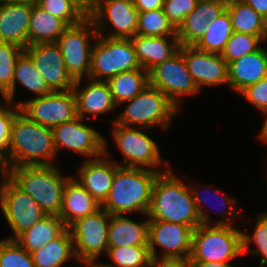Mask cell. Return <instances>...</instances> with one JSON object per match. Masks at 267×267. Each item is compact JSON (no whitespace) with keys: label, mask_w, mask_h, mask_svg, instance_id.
I'll list each match as a JSON object with an SVG mask.
<instances>
[{"label":"cell","mask_w":267,"mask_h":267,"mask_svg":"<svg viewBox=\"0 0 267 267\" xmlns=\"http://www.w3.org/2000/svg\"><path fill=\"white\" fill-rule=\"evenodd\" d=\"M146 216L149 220L179 223L193 229L201 225L189 185L173 173L171 166L156 177Z\"/></svg>","instance_id":"obj_1"},{"label":"cell","mask_w":267,"mask_h":267,"mask_svg":"<svg viewBox=\"0 0 267 267\" xmlns=\"http://www.w3.org/2000/svg\"><path fill=\"white\" fill-rule=\"evenodd\" d=\"M56 155L52 128L31 121L19 111L11 124L8 168L54 165Z\"/></svg>","instance_id":"obj_2"},{"label":"cell","mask_w":267,"mask_h":267,"mask_svg":"<svg viewBox=\"0 0 267 267\" xmlns=\"http://www.w3.org/2000/svg\"><path fill=\"white\" fill-rule=\"evenodd\" d=\"M160 172L163 171L119 166L115 171L109 195L101 207L110 215L136 212L146 216L153 184Z\"/></svg>","instance_id":"obj_3"},{"label":"cell","mask_w":267,"mask_h":267,"mask_svg":"<svg viewBox=\"0 0 267 267\" xmlns=\"http://www.w3.org/2000/svg\"><path fill=\"white\" fill-rule=\"evenodd\" d=\"M58 166L27 165L9 168L8 178L24 193L29 194L47 215H58L67 180Z\"/></svg>","instance_id":"obj_4"},{"label":"cell","mask_w":267,"mask_h":267,"mask_svg":"<svg viewBox=\"0 0 267 267\" xmlns=\"http://www.w3.org/2000/svg\"><path fill=\"white\" fill-rule=\"evenodd\" d=\"M114 123L126 127L152 129L158 127L168 130L174 117L179 114L178 107L158 88L148 85L142 92L125 104ZM133 125V126H132Z\"/></svg>","instance_id":"obj_5"},{"label":"cell","mask_w":267,"mask_h":267,"mask_svg":"<svg viewBox=\"0 0 267 267\" xmlns=\"http://www.w3.org/2000/svg\"><path fill=\"white\" fill-rule=\"evenodd\" d=\"M241 255L242 229L204 224L194 229L190 262H229Z\"/></svg>","instance_id":"obj_6"},{"label":"cell","mask_w":267,"mask_h":267,"mask_svg":"<svg viewBox=\"0 0 267 267\" xmlns=\"http://www.w3.org/2000/svg\"><path fill=\"white\" fill-rule=\"evenodd\" d=\"M112 125L111 135L114 144L124 158L123 162H116L119 166L166 171L160 168L162 164L168 168L169 161H163L158 143L143 132L144 128L126 127L114 122Z\"/></svg>","instance_id":"obj_7"},{"label":"cell","mask_w":267,"mask_h":267,"mask_svg":"<svg viewBox=\"0 0 267 267\" xmlns=\"http://www.w3.org/2000/svg\"><path fill=\"white\" fill-rule=\"evenodd\" d=\"M140 68L130 39L97 36L91 54L90 79L108 81L121 72Z\"/></svg>","instance_id":"obj_8"},{"label":"cell","mask_w":267,"mask_h":267,"mask_svg":"<svg viewBox=\"0 0 267 267\" xmlns=\"http://www.w3.org/2000/svg\"><path fill=\"white\" fill-rule=\"evenodd\" d=\"M97 36L93 21L87 17L77 25L68 26L58 38L56 43L61 49L64 65L74 80L89 78L92 48Z\"/></svg>","instance_id":"obj_9"},{"label":"cell","mask_w":267,"mask_h":267,"mask_svg":"<svg viewBox=\"0 0 267 267\" xmlns=\"http://www.w3.org/2000/svg\"><path fill=\"white\" fill-rule=\"evenodd\" d=\"M87 10L98 35L121 39H131L136 35L140 11L134 2L87 1ZM107 25H112L113 29L107 30Z\"/></svg>","instance_id":"obj_10"},{"label":"cell","mask_w":267,"mask_h":267,"mask_svg":"<svg viewBox=\"0 0 267 267\" xmlns=\"http://www.w3.org/2000/svg\"><path fill=\"white\" fill-rule=\"evenodd\" d=\"M109 222L110 214L101 207L69 227L77 261L91 262L107 254Z\"/></svg>","instance_id":"obj_11"},{"label":"cell","mask_w":267,"mask_h":267,"mask_svg":"<svg viewBox=\"0 0 267 267\" xmlns=\"http://www.w3.org/2000/svg\"><path fill=\"white\" fill-rule=\"evenodd\" d=\"M16 102L14 104L28 119L49 128L78 117L76 98L72 89L52 91L46 95Z\"/></svg>","instance_id":"obj_12"},{"label":"cell","mask_w":267,"mask_h":267,"mask_svg":"<svg viewBox=\"0 0 267 267\" xmlns=\"http://www.w3.org/2000/svg\"><path fill=\"white\" fill-rule=\"evenodd\" d=\"M0 209L10 226L14 240L25 230L38 223L47 214L27 193L20 190L8 177L0 182Z\"/></svg>","instance_id":"obj_13"},{"label":"cell","mask_w":267,"mask_h":267,"mask_svg":"<svg viewBox=\"0 0 267 267\" xmlns=\"http://www.w3.org/2000/svg\"><path fill=\"white\" fill-rule=\"evenodd\" d=\"M149 85L161 90L180 112L183 96L200 93L180 50L149 71Z\"/></svg>","instance_id":"obj_14"},{"label":"cell","mask_w":267,"mask_h":267,"mask_svg":"<svg viewBox=\"0 0 267 267\" xmlns=\"http://www.w3.org/2000/svg\"><path fill=\"white\" fill-rule=\"evenodd\" d=\"M193 231L188 225L149 220L148 247L152 260L189 259ZM156 246L162 248V254L157 253Z\"/></svg>","instance_id":"obj_15"},{"label":"cell","mask_w":267,"mask_h":267,"mask_svg":"<svg viewBox=\"0 0 267 267\" xmlns=\"http://www.w3.org/2000/svg\"><path fill=\"white\" fill-rule=\"evenodd\" d=\"M57 154L61 149H69L85 158L94 159L105 154V137L91 125L76 117L52 128Z\"/></svg>","instance_id":"obj_16"},{"label":"cell","mask_w":267,"mask_h":267,"mask_svg":"<svg viewBox=\"0 0 267 267\" xmlns=\"http://www.w3.org/2000/svg\"><path fill=\"white\" fill-rule=\"evenodd\" d=\"M24 51L31 57L52 91L73 89L75 80L67 72L61 49L56 42L28 45Z\"/></svg>","instance_id":"obj_17"},{"label":"cell","mask_w":267,"mask_h":267,"mask_svg":"<svg viewBox=\"0 0 267 267\" xmlns=\"http://www.w3.org/2000/svg\"><path fill=\"white\" fill-rule=\"evenodd\" d=\"M179 50L199 91L204 86L228 85V63L220 54L200 51L194 46H180Z\"/></svg>","instance_id":"obj_18"},{"label":"cell","mask_w":267,"mask_h":267,"mask_svg":"<svg viewBox=\"0 0 267 267\" xmlns=\"http://www.w3.org/2000/svg\"><path fill=\"white\" fill-rule=\"evenodd\" d=\"M105 138V154L94 159H85L74 177L84 189L102 205L107 199L115 171L119 165L109 157Z\"/></svg>","instance_id":"obj_19"},{"label":"cell","mask_w":267,"mask_h":267,"mask_svg":"<svg viewBox=\"0 0 267 267\" xmlns=\"http://www.w3.org/2000/svg\"><path fill=\"white\" fill-rule=\"evenodd\" d=\"M88 84L80 89L82 79L75 80L73 92L76 98L77 115L84 119L88 115L97 117L112 113L118 107L112 97L107 81H96L88 78Z\"/></svg>","instance_id":"obj_20"},{"label":"cell","mask_w":267,"mask_h":267,"mask_svg":"<svg viewBox=\"0 0 267 267\" xmlns=\"http://www.w3.org/2000/svg\"><path fill=\"white\" fill-rule=\"evenodd\" d=\"M226 6L227 0H199L177 29L180 46H194L206 32L209 22L223 13Z\"/></svg>","instance_id":"obj_21"},{"label":"cell","mask_w":267,"mask_h":267,"mask_svg":"<svg viewBox=\"0 0 267 267\" xmlns=\"http://www.w3.org/2000/svg\"><path fill=\"white\" fill-rule=\"evenodd\" d=\"M228 64V86L240 93L267 76V49L264 46Z\"/></svg>","instance_id":"obj_22"},{"label":"cell","mask_w":267,"mask_h":267,"mask_svg":"<svg viewBox=\"0 0 267 267\" xmlns=\"http://www.w3.org/2000/svg\"><path fill=\"white\" fill-rule=\"evenodd\" d=\"M130 40L141 68L147 72L164 60L171 58L180 49L177 36H141L136 34Z\"/></svg>","instance_id":"obj_23"},{"label":"cell","mask_w":267,"mask_h":267,"mask_svg":"<svg viewBox=\"0 0 267 267\" xmlns=\"http://www.w3.org/2000/svg\"><path fill=\"white\" fill-rule=\"evenodd\" d=\"M32 6L14 3L0 5V42L12 43L23 49L28 46V29Z\"/></svg>","instance_id":"obj_24"},{"label":"cell","mask_w":267,"mask_h":267,"mask_svg":"<svg viewBox=\"0 0 267 267\" xmlns=\"http://www.w3.org/2000/svg\"><path fill=\"white\" fill-rule=\"evenodd\" d=\"M101 208V205L74 178L70 177L63 189L59 217L66 228Z\"/></svg>","instance_id":"obj_25"},{"label":"cell","mask_w":267,"mask_h":267,"mask_svg":"<svg viewBox=\"0 0 267 267\" xmlns=\"http://www.w3.org/2000/svg\"><path fill=\"white\" fill-rule=\"evenodd\" d=\"M136 222L124 215H110L108 247L148 246L149 219Z\"/></svg>","instance_id":"obj_26"},{"label":"cell","mask_w":267,"mask_h":267,"mask_svg":"<svg viewBox=\"0 0 267 267\" xmlns=\"http://www.w3.org/2000/svg\"><path fill=\"white\" fill-rule=\"evenodd\" d=\"M189 185V187H190V189H191V192H192V195H193V200H194V203H195V207H196V209H197V212H198V214H199V217H200V222H201V224H204V225H228V226H234V224L233 223H231V222H233V221H231V220H235L236 221V219H240L241 217H240V209H237V207L239 208V206H238V202H237V200L235 199V198H232V197H230V195L231 194H229V196L228 195H226L227 193H223L222 191L220 192V190H218L217 191V189H214L213 190V188H212V185L210 184V185H204V184H202L203 186V189H204V187L206 188L205 190H206V193L208 192V193H210V192H212V191H215L214 193H216L215 195H218V196H216L218 199H220V201L219 200H217V199H215V198H213L214 196V194L213 195H210V196H208L207 197V199L209 198V197H212V201L213 202H215V200H216V202L219 204V206L222 208L221 210V215H223L222 216V219L221 220H219V221H213L211 218H210V215H208L207 214V212H205V210L203 209L204 208V206L205 205H207V204H209V201L205 198H203V194L204 193H202L197 187H195V185H193V183H191V184H188ZM202 189V190H203ZM207 190H209V191H207ZM212 194V193H211ZM210 199V198H209ZM207 200V201H206ZM211 201V202H212ZM215 202V203H216ZM205 203V204H204ZM203 204H204V206H203ZM211 204V203H210ZM236 205H237V207H236ZM208 206V205H207ZM212 206V205H211ZM227 206V207H226ZM219 207V208H220ZM226 207V208H225ZM236 207V208H235ZM212 208V207H211ZM210 208V209H211ZM237 209V210H236ZM217 210V209H216ZM219 211V210H218ZM226 216V217H225ZM216 222V223H215Z\"/></svg>","instance_id":"obj_27"},{"label":"cell","mask_w":267,"mask_h":267,"mask_svg":"<svg viewBox=\"0 0 267 267\" xmlns=\"http://www.w3.org/2000/svg\"><path fill=\"white\" fill-rule=\"evenodd\" d=\"M36 267H63L68 259L75 258L74 244L69 228L42 248L30 253Z\"/></svg>","instance_id":"obj_28"},{"label":"cell","mask_w":267,"mask_h":267,"mask_svg":"<svg viewBox=\"0 0 267 267\" xmlns=\"http://www.w3.org/2000/svg\"><path fill=\"white\" fill-rule=\"evenodd\" d=\"M65 229L66 226L58 215H46L14 240L28 253H31L57 238Z\"/></svg>","instance_id":"obj_29"},{"label":"cell","mask_w":267,"mask_h":267,"mask_svg":"<svg viewBox=\"0 0 267 267\" xmlns=\"http://www.w3.org/2000/svg\"><path fill=\"white\" fill-rule=\"evenodd\" d=\"M67 27L61 19L43 10L38 5L32 6L28 29V45L57 42Z\"/></svg>","instance_id":"obj_30"},{"label":"cell","mask_w":267,"mask_h":267,"mask_svg":"<svg viewBox=\"0 0 267 267\" xmlns=\"http://www.w3.org/2000/svg\"><path fill=\"white\" fill-rule=\"evenodd\" d=\"M226 10L231 19L233 32L266 37L267 20L241 0H227Z\"/></svg>","instance_id":"obj_31"},{"label":"cell","mask_w":267,"mask_h":267,"mask_svg":"<svg viewBox=\"0 0 267 267\" xmlns=\"http://www.w3.org/2000/svg\"><path fill=\"white\" fill-rule=\"evenodd\" d=\"M17 83L26 90L31 91L37 97L46 95L52 90L44 80L43 76L36 69L31 57L24 51L17 59L12 82V95H8L6 100L14 103Z\"/></svg>","instance_id":"obj_32"},{"label":"cell","mask_w":267,"mask_h":267,"mask_svg":"<svg viewBox=\"0 0 267 267\" xmlns=\"http://www.w3.org/2000/svg\"><path fill=\"white\" fill-rule=\"evenodd\" d=\"M107 82L113 100L119 107L121 103L131 100L149 85V72L143 68L121 72Z\"/></svg>","instance_id":"obj_33"},{"label":"cell","mask_w":267,"mask_h":267,"mask_svg":"<svg viewBox=\"0 0 267 267\" xmlns=\"http://www.w3.org/2000/svg\"><path fill=\"white\" fill-rule=\"evenodd\" d=\"M233 34L231 19L225 10L216 19L209 22L206 32L194 47L207 53L220 54Z\"/></svg>","instance_id":"obj_34"},{"label":"cell","mask_w":267,"mask_h":267,"mask_svg":"<svg viewBox=\"0 0 267 267\" xmlns=\"http://www.w3.org/2000/svg\"><path fill=\"white\" fill-rule=\"evenodd\" d=\"M38 6L67 26L77 25L88 17L87 0H41Z\"/></svg>","instance_id":"obj_35"},{"label":"cell","mask_w":267,"mask_h":267,"mask_svg":"<svg viewBox=\"0 0 267 267\" xmlns=\"http://www.w3.org/2000/svg\"><path fill=\"white\" fill-rule=\"evenodd\" d=\"M110 267H151L152 258L148 246L108 247L106 254Z\"/></svg>","instance_id":"obj_36"},{"label":"cell","mask_w":267,"mask_h":267,"mask_svg":"<svg viewBox=\"0 0 267 267\" xmlns=\"http://www.w3.org/2000/svg\"><path fill=\"white\" fill-rule=\"evenodd\" d=\"M254 221L255 225L251 234L242 230V254L252 253L255 257L261 256L259 264L264 267L267 264V214L259 213ZM253 243L256 248L251 249L250 246Z\"/></svg>","instance_id":"obj_37"},{"label":"cell","mask_w":267,"mask_h":267,"mask_svg":"<svg viewBox=\"0 0 267 267\" xmlns=\"http://www.w3.org/2000/svg\"><path fill=\"white\" fill-rule=\"evenodd\" d=\"M136 34L141 36H177V29L163 8L140 12Z\"/></svg>","instance_id":"obj_38"},{"label":"cell","mask_w":267,"mask_h":267,"mask_svg":"<svg viewBox=\"0 0 267 267\" xmlns=\"http://www.w3.org/2000/svg\"><path fill=\"white\" fill-rule=\"evenodd\" d=\"M24 49L12 44L0 42V90L5 97L12 95V82L15 65Z\"/></svg>","instance_id":"obj_39"},{"label":"cell","mask_w":267,"mask_h":267,"mask_svg":"<svg viewBox=\"0 0 267 267\" xmlns=\"http://www.w3.org/2000/svg\"><path fill=\"white\" fill-rule=\"evenodd\" d=\"M262 43H264V41L259 36L233 32L221 56L229 64L231 61L259 50L262 47Z\"/></svg>","instance_id":"obj_40"},{"label":"cell","mask_w":267,"mask_h":267,"mask_svg":"<svg viewBox=\"0 0 267 267\" xmlns=\"http://www.w3.org/2000/svg\"><path fill=\"white\" fill-rule=\"evenodd\" d=\"M0 267H36L30 253L15 240L0 239Z\"/></svg>","instance_id":"obj_41"},{"label":"cell","mask_w":267,"mask_h":267,"mask_svg":"<svg viewBox=\"0 0 267 267\" xmlns=\"http://www.w3.org/2000/svg\"><path fill=\"white\" fill-rule=\"evenodd\" d=\"M4 106H0V154L5 158L7 163V155L9 150L11 124L20 108L14 103L3 101Z\"/></svg>","instance_id":"obj_42"},{"label":"cell","mask_w":267,"mask_h":267,"mask_svg":"<svg viewBox=\"0 0 267 267\" xmlns=\"http://www.w3.org/2000/svg\"><path fill=\"white\" fill-rule=\"evenodd\" d=\"M199 0H164L163 11L172 25L178 29L195 9Z\"/></svg>","instance_id":"obj_43"},{"label":"cell","mask_w":267,"mask_h":267,"mask_svg":"<svg viewBox=\"0 0 267 267\" xmlns=\"http://www.w3.org/2000/svg\"><path fill=\"white\" fill-rule=\"evenodd\" d=\"M252 106L266 114L267 118V76L257 83L248 85L240 93Z\"/></svg>","instance_id":"obj_44"},{"label":"cell","mask_w":267,"mask_h":267,"mask_svg":"<svg viewBox=\"0 0 267 267\" xmlns=\"http://www.w3.org/2000/svg\"><path fill=\"white\" fill-rule=\"evenodd\" d=\"M151 267H193L190 259H158L152 260Z\"/></svg>","instance_id":"obj_45"},{"label":"cell","mask_w":267,"mask_h":267,"mask_svg":"<svg viewBox=\"0 0 267 267\" xmlns=\"http://www.w3.org/2000/svg\"><path fill=\"white\" fill-rule=\"evenodd\" d=\"M164 0H134V6L140 12L163 8Z\"/></svg>","instance_id":"obj_46"},{"label":"cell","mask_w":267,"mask_h":267,"mask_svg":"<svg viewBox=\"0 0 267 267\" xmlns=\"http://www.w3.org/2000/svg\"><path fill=\"white\" fill-rule=\"evenodd\" d=\"M267 20V0H241Z\"/></svg>","instance_id":"obj_47"},{"label":"cell","mask_w":267,"mask_h":267,"mask_svg":"<svg viewBox=\"0 0 267 267\" xmlns=\"http://www.w3.org/2000/svg\"><path fill=\"white\" fill-rule=\"evenodd\" d=\"M193 267H236L230 262H191Z\"/></svg>","instance_id":"obj_48"},{"label":"cell","mask_w":267,"mask_h":267,"mask_svg":"<svg viewBox=\"0 0 267 267\" xmlns=\"http://www.w3.org/2000/svg\"><path fill=\"white\" fill-rule=\"evenodd\" d=\"M9 168L7 166L5 158L0 154V182L8 177Z\"/></svg>","instance_id":"obj_49"},{"label":"cell","mask_w":267,"mask_h":267,"mask_svg":"<svg viewBox=\"0 0 267 267\" xmlns=\"http://www.w3.org/2000/svg\"><path fill=\"white\" fill-rule=\"evenodd\" d=\"M263 122L264 123L258 135H259V138L262 140V142L267 144V118H265V121Z\"/></svg>","instance_id":"obj_50"},{"label":"cell","mask_w":267,"mask_h":267,"mask_svg":"<svg viewBox=\"0 0 267 267\" xmlns=\"http://www.w3.org/2000/svg\"><path fill=\"white\" fill-rule=\"evenodd\" d=\"M90 267H110L108 266L105 262L103 263L102 261H91L90 262Z\"/></svg>","instance_id":"obj_51"},{"label":"cell","mask_w":267,"mask_h":267,"mask_svg":"<svg viewBox=\"0 0 267 267\" xmlns=\"http://www.w3.org/2000/svg\"><path fill=\"white\" fill-rule=\"evenodd\" d=\"M19 3L35 6L38 5V0H19Z\"/></svg>","instance_id":"obj_52"},{"label":"cell","mask_w":267,"mask_h":267,"mask_svg":"<svg viewBox=\"0 0 267 267\" xmlns=\"http://www.w3.org/2000/svg\"><path fill=\"white\" fill-rule=\"evenodd\" d=\"M19 3V0H0V5Z\"/></svg>","instance_id":"obj_53"},{"label":"cell","mask_w":267,"mask_h":267,"mask_svg":"<svg viewBox=\"0 0 267 267\" xmlns=\"http://www.w3.org/2000/svg\"><path fill=\"white\" fill-rule=\"evenodd\" d=\"M87 1H124V2H134V0H87Z\"/></svg>","instance_id":"obj_54"},{"label":"cell","mask_w":267,"mask_h":267,"mask_svg":"<svg viewBox=\"0 0 267 267\" xmlns=\"http://www.w3.org/2000/svg\"><path fill=\"white\" fill-rule=\"evenodd\" d=\"M83 263L82 265H84L83 267H90V262H80ZM70 267H79V266H70ZM82 267V266H80Z\"/></svg>","instance_id":"obj_55"},{"label":"cell","mask_w":267,"mask_h":267,"mask_svg":"<svg viewBox=\"0 0 267 267\" xmlns=\"http://www.w3.org/2000/svg\"><path fill=\"white\" fill-rule=\"evenodd\" d=\"M0 96H2V98H3L4 101H6V97H5L4 93L1 90H0ZM1 103H3V102H1V100H0V106L3 105Z\"/></svg>","instance_id":"obj_56"},{"label":"cell","mask_w":267,"mask_h":267,"mask_svg":"<svg viewBox=\"0 0 267 267\" xmlns=\"http://www.w3.org/2000/svg\"><path fill=\"white\" fill-rule=\"evenodd\" d=\"M266 42H267V30H266V37H265L264 43Z\"/></svg>","instance_id":"obj_57"}]
</instances>
